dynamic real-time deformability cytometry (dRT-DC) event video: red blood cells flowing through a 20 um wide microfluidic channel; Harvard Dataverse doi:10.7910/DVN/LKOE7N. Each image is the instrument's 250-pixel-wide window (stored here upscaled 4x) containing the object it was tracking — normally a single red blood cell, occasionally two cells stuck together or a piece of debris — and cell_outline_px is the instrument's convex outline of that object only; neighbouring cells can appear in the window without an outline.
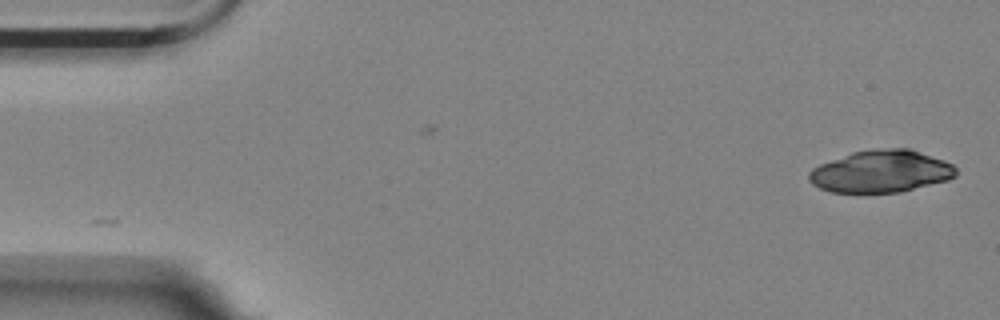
{"species": "Egyptian fruit bat (a non-hibernating species)", "species_latin": "Rousettus aegyptiacus", "temperature_condition": "room temperature", "stored_images_in_passage": 16, "camera_frame_rate_fps": 3000, "um_per_image_px": 0.085, "animal": {"sex": "female"}, "frame": {"image": 1, "passage_image": 1, "time_ms": 0.0, "image_size_px": [1000, 320], "cell_outline_px": [[956, 176], [948, 180], [900, 192], [832, 192], [820, 188], [812, 184], [808, 180], [808, 172], [812, 168], [820, 164], [852, 152], [872, 148], [912, 148], [944, 160], [952, 164], [956, 168]], "centroid_in_image_um": [74.89, 14.55], "position_along_channel_um": 10.1, "area_um2": 36.36}}